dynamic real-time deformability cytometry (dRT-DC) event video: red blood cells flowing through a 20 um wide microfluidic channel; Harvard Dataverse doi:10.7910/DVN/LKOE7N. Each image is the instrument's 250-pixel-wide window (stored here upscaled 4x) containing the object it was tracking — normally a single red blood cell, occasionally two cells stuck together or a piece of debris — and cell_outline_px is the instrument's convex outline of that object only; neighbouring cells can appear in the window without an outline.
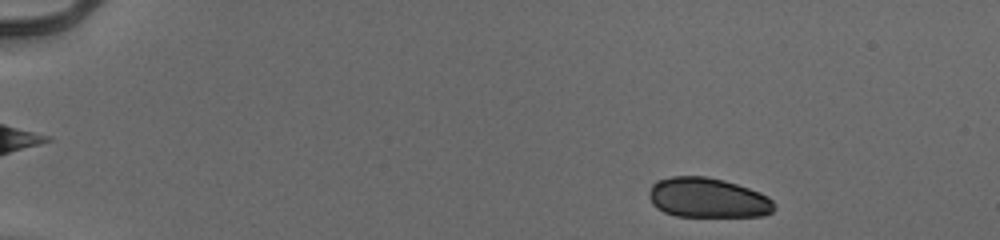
{"species": "human", "species_latin": "Homo sapiens", "temperature_condition": "cold", "stored_images_in_passage": 48, "camera_frame_rate_fps": 3000, "um_per_image_px": 0.085, "donor": {"sex": "male"}, "frame": {"image": 1, "passage_image": 3, "time_ms": 0.667, "image_size_px": [1000, 240], "cell_outline_px": [[776, 208], [772, 212], [764, 216], [676, 216], [664, 212], [656, 208], [652, 204], [648, 196], [648, 192], [652, 184], [656, 180], [672, 176], [708, 176], [724, 180], [760, 192], [768, 196], [776, 204]], "centroid_in_image_um": [60.15, 16.81], "position_along_channel_um": 24.9, "area_um2": 29.42}}
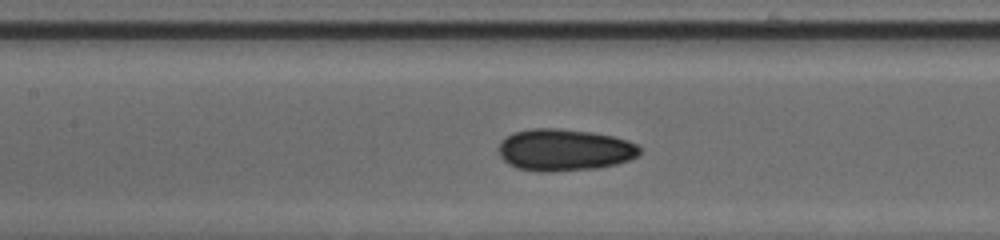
{"frame": {"image": 2, "passage_image": 22, "time_ms": 7.0, "image_size_px": [1000, 240], "cell_outline_px": [[640, 152], [636, 156], [628, 160], [616, 164], [596, 168], [516, 168], [508, 164], [500, 156], [500, 140], [512, 132], [532, 128], [556, 128], [592, 132], [616, 136], [628, 140], [636, 144], [640, 148]], "centroid_in_image_um": [48.0, 12.67], "position_along_channel_um": 159.4, "area_um2": 33.35}}
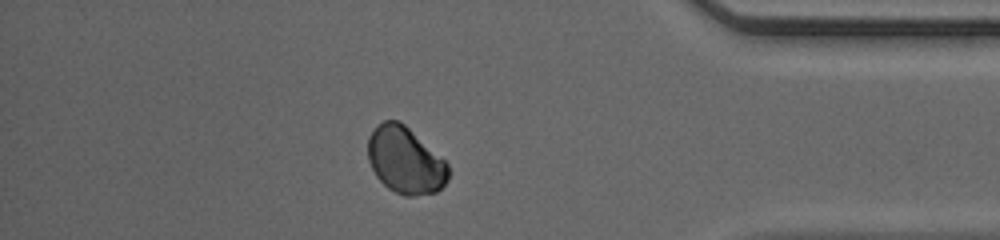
{"frame": {"image": 3, "passage_image": 42, "time_ms": 13.667, "image_size_px": [1000, 240], "cell_outline_px": [[448, 180], [436, 192], [416, 196], [404, 196], [388, 188], [376, 176], [368, 160], [368, 136], [376, 124], [384, 120], [400, 120], [444, 160], [448, 164]], "centroid_in_image_um": [34.42, 13.62], "position_along_channel_um": 400.8, "area_um2": 31.21}, "authors_computed_cell_mechanics": {"area_um2": 31.6455, "velocity_mm_per_s": 3.9799, "shape_relaxation_time_tau1_ms": 1.8363, "shape_relaxation_time_tau2_ms": null, "deformation_change_tau1": 0.0401, "deformation_change_tau2": null}}